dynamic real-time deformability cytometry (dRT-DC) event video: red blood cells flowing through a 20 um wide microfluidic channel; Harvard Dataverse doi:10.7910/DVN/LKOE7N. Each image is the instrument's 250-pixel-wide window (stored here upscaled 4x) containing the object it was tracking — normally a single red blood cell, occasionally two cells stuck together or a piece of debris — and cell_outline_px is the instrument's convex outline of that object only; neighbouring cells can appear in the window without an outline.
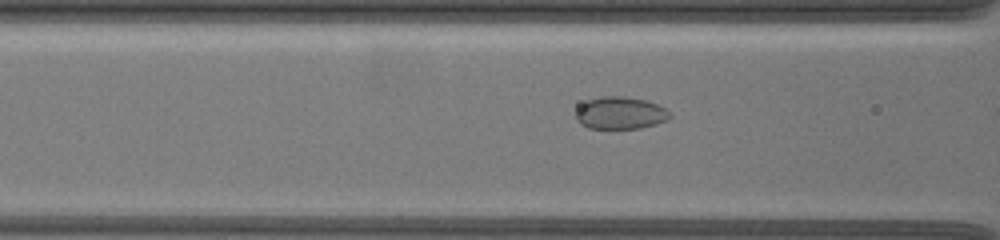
{"species": "common noctule bat (a hibernating species)", "species_latin": "Nyctalus noctula", "temperature_condition": "warm", "stored_images_in_passage": 26, "camera_frame_rate_fps": 3000, "um_per_image_px": 0.085, "animal": {"sex": "female", "body_mass_g": 19.5, "forearm_length_mm": 54.1}, "frame": {"image": 1, "passage_image": 24, "time_ms": 7.667, "image_size_px": [1000, 240], "cell_outline_px": [[672, 116], [656, 124], [640, 128], [588, 128], [580, 124], [576, 120], [576, 112], [580, 104], [588, 100], [600, 96], [624, 96], [644, 100], [656, 104], [664, 108]], "centroid_in_image_um": [52.67, 9.6], "position_along_channel_um": 113.9, "area_um2": 17.57}}